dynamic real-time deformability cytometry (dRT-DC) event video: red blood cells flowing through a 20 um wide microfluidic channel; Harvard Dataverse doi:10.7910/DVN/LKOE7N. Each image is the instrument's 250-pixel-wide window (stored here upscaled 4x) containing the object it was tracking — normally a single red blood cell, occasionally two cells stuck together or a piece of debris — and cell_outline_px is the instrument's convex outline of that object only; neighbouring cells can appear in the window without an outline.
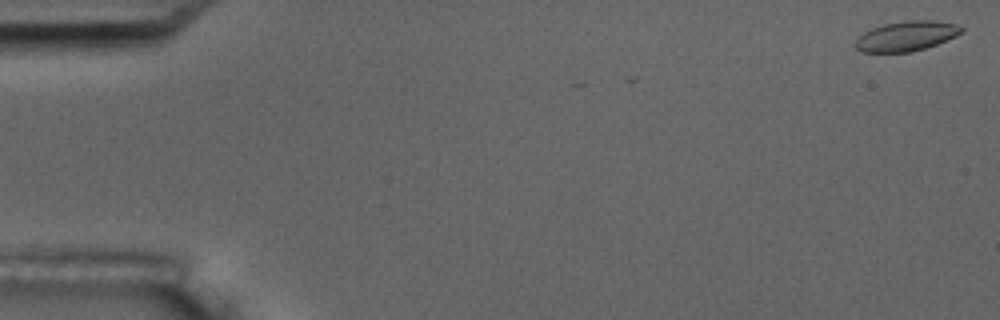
{"species": "common noctule bat (a hibernating species)", "species_latin": "Nyctalus noctula", "temperature_condition": "room temperature", "stored_images_in_passage": 7, "camera_frame_rate_fps": 3000, "um_per_image_px": 0.085, "animal": {"sex": "male", "body_mass_g": 17.5, "forearm_length_mm": 52.3}, "frame": {"image": 1, "passage_image": 1, "time_ms": 0.0, "image_size_px": [1000, 320], "cell_outline_px": [[964, 32], [956, 36], [936, 44], [912, 52], [864, 52], [856, 48], [856, 40], [864, 32], [872, 28], [884, 24], [904, 20], [932, 20], [956, 24], [964, 28]], "centroid_in_image_um": [77.07, 3.06], "position_along_channel_um": 7.9, "area_um2": 18.38}}
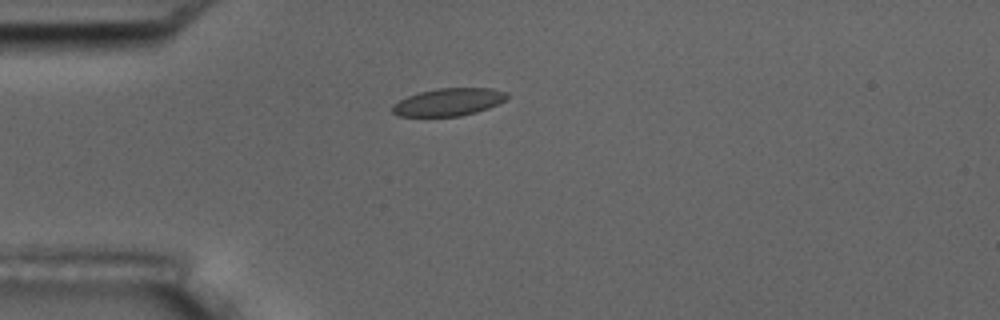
{"frame": {"image": 2, "passage_image": 5, "time_ms": 4.667, "image_size_px": [1000, 320], "cell_outline_px": [[508, 96], [504, 100], [488, 108], [476, 112], [460, 116], [400, 116], [392, 112], [392, 104], [408, 96], [420, 92], [436, 88], [492, 88], [508, 92]], "centroid_in_image_um": [38.13, 8.66], "position_along_channel_um": 46.9, "area_um2": 18.32}}
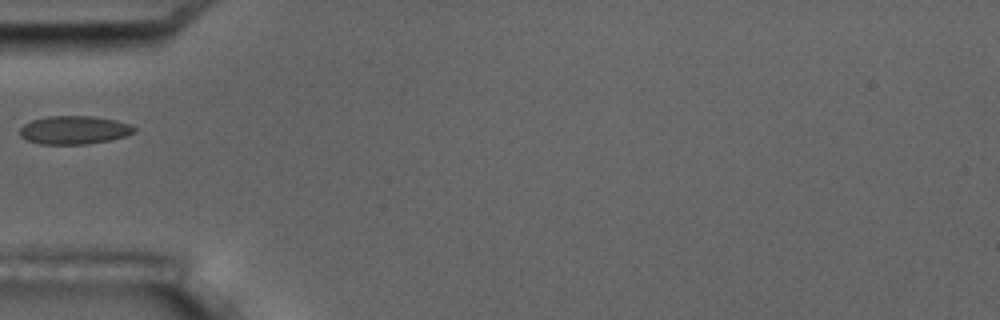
{"frame": {"image": 3, "passage_image": 6, "time_ms": 6.0, "image_size_px": [1000, 320], "cell_outline_px": [[136, 132], [124, 136], [108, 140], [88, 144], [40, 144], [28, 140], [20, 136], [20, 128], [24, 124], [32, 120], [48, 116], [92, 116], [116, 120], [128, 124], [136, 128]], "centroid_in_image_um": [6.29, 11.05], "position_along_channel_um": 78.7, "area_um2": 18.79}}